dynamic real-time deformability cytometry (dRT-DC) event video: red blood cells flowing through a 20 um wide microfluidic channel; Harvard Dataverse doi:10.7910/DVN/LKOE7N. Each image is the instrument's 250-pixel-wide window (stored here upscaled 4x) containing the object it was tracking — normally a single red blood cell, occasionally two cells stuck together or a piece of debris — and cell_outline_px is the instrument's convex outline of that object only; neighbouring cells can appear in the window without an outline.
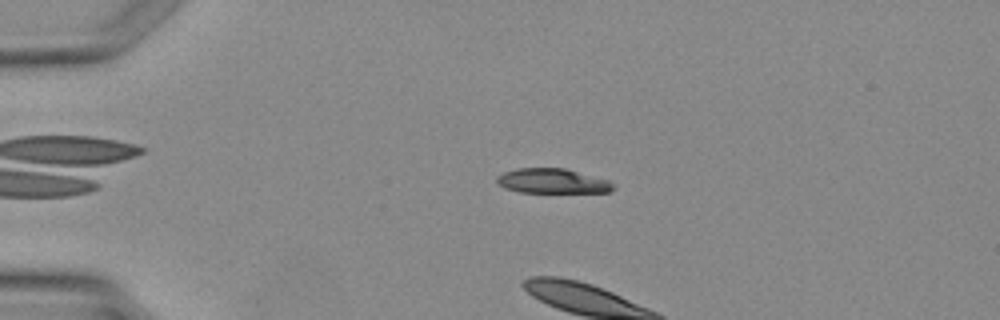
{"species": "Egyptian fruit bat (a non-hibernating species)", "species_latin": "Rousettus aegyptiacus", "temperature_condition": "warm", "stored_images_in_passage": 3, "camera_frame_rate_fps": 3000, "um_per_image_px": 0.085, "animal": {"sex": "female"}, "frame": {"image": 1, "passage_image": 3, "time_ms": 3.333, "image_size_px": [1000, 320], "cell_outline_px": [[616, 188], [608, 192], [520, 192], [504, 188], [496, 184], [496, 176], [504, 172], [516, 168], [564, 168], [608, 180], [616, 184]], "centroid_in_image_um": [46.93, 15.39], "position_along_channel_um": 38.1, "area_um2": 16.88}}